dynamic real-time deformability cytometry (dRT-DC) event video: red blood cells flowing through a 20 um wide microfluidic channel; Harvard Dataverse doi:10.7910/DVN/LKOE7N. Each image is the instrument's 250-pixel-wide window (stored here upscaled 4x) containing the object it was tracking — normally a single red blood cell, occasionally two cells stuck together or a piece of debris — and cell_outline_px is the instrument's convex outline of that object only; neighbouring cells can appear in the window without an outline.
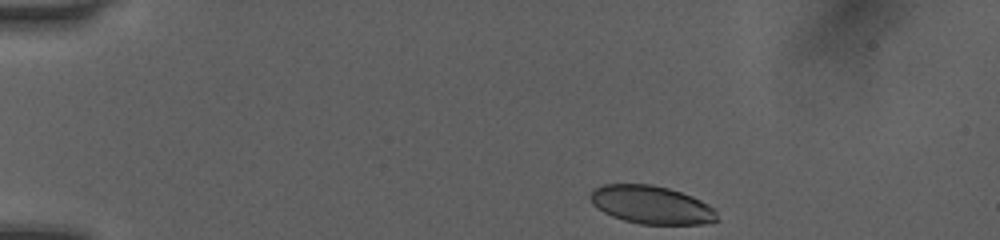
{"species": "human", "species_latin": "Homo sapiens", "temperature_condition": "room temperature", "stored_images_in_passage": 43, "camera_frame_rate_fps": 3000, "um_per_image_px": 0.085, "donor": {"sex": "female"}, "frame": {"image": 1, "passage_image": 1, "time_ms": 0.0, "image_size_px": [1000, 240], "cell_outline_px": [[720, 220], [704, 224], [640, 224], [624, 220], [612, 216], [596, 208], [592, 204], [588, 196], [596, 188], [604, 184], [652, 184], [668, 188], [692, 196], [716, 208]], "centroid_in_image_um": [55.4, 17.42], "position_along_channel_um": 29.6, "area_um2": 28.38}}
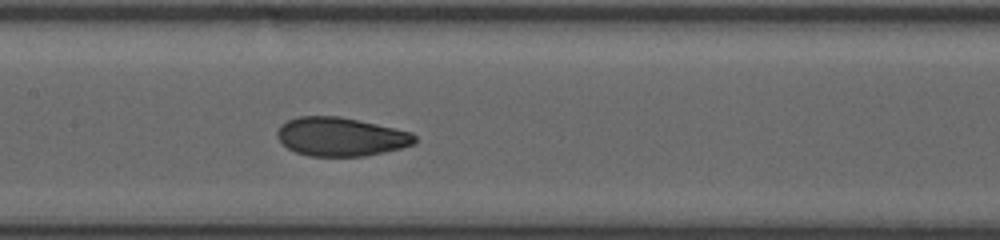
{"frame": {"image": 2, "passage_image": 18, "time_ms": 5.667, "image_size_px": [1000, 240], "cell_outline_px": [[416, 144], [384, 152], [364, 156], [308, 156], [296, 152], [280, 144], [276, 136], [276, 132], [280, 124], [296, 116], [340, 116], [412, 132], [416, 136]], "centroid_in_image_um": [28.93, 11.62], "position_along_channel_um": 178.5, "area_um2": 31.27}}
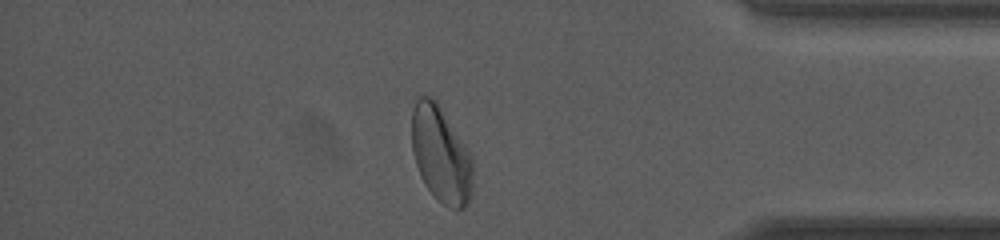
{"frame": {"image": 3, "passage_image": 36, "time_ms": 11.667, "image_size_px": [1000, 240], "cell_outline_px": [[472, 196], [464, 208], [456, 212], [448, 208], [436, 200], [424, 184], [420, 176], [412, 152], [412, 108], [416, 100], [420, 96], [432, 96], [436, 100], [468, 148], [472, 156]], "centroid_in_image_um": [37.48, 13.18], "position_along_channel_um": 397.7, "area_um2": 34.91}, "authors_computed_cell_mechanics": {"area_um2": 31.0386, "velocity_mm_per_s": 4.0527, "shape_relaxation_time_tau1_ms": 4.1415, "shape_relaxation_time_tau2_ms": 0.9297, "deformation_change_tau1": 0.1475, "deformation_change_tau2": 0.0607}}